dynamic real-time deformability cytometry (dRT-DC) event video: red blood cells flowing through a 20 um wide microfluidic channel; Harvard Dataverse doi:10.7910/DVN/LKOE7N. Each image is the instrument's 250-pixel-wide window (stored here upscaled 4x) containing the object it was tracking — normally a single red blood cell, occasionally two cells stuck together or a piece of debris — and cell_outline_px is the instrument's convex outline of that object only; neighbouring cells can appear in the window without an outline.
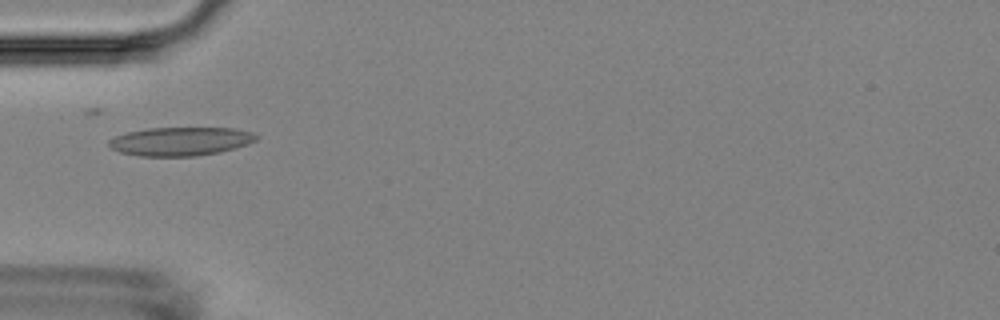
{"species": "Egyptian fruit bat (a non-hibernating species)", "species_latin": "Rousettus aegyptiacus", "temperature_condition": "room temperature", "stored_images_in_passage": 9, "camera_frame_rate_fps": 3000, "um_per_image_px": 0.085, "animal": {"sex": "female"}, "frame": {"image": 1, "passage_image": 6, "time_ms": 6.0, "image_size_px": [1000, 320], "cell_outline_px": [[260, 136], [256, 140], [248, 144], [220, 152], [196, 156], [140, 156], [120, 152], [112, 148], [108, 144], [108, 140], [116, 136], [128, 132], [148, 128], [232, 128], [252, 132]], "centroid_in_image_um": [15.36, 12.01], "position_along_channel_um": 69.6, "area_um2": 24.51}}
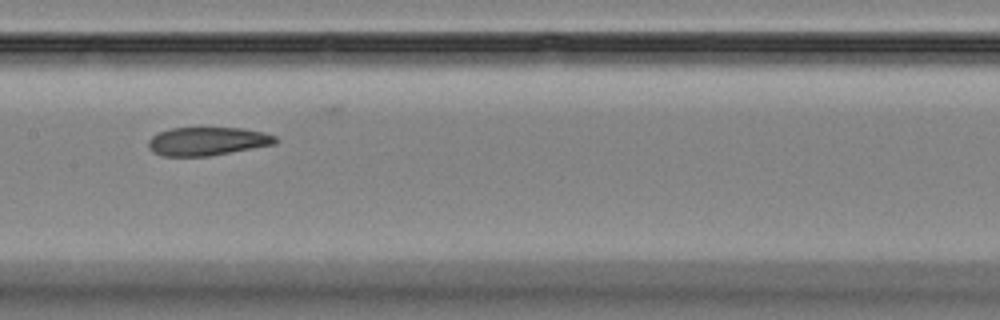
{"frame": {"image": 2, "passage_image": 9, "time_ms": 9.333, "image_size_px": [1000, 320], "cell_outline_px": [[276, 144], [208, 156], [160, 156], [152, 152], [148, 148], [148, 140], [152, 136], [160, 132], [172, 128], [244, 128], [264, 132], [276, 136]], "centroid_in_image_um": [17.61, 12.01], "position_along_channel_um": 189.8, "area_um2": 21.04}}